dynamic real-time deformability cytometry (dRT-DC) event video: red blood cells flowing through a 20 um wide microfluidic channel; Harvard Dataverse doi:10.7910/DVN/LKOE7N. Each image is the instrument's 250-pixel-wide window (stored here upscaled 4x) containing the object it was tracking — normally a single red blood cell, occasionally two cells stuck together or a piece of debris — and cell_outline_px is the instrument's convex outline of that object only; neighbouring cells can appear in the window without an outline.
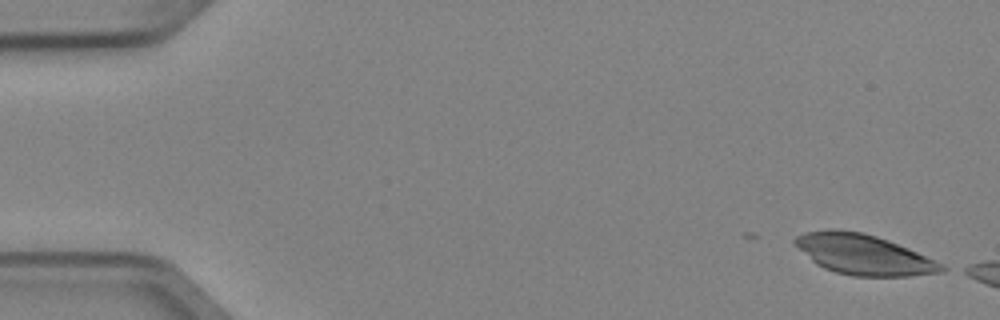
{"species": "Egyptian fruit bat (a non-hibernating species)", "species_latin": "Rousettus aegyptiacus", "temperature_condition": "cold", "stored_images_in_passage": 5, "camera_frame_rate_fps": 3000, "um_per_image_px": 0.085, "animal": {"sex": "female"}, "frame": {"image": 1, "passage_image": 1, "time_ms": 0.0, "image_size_px": [1000, 320], "cell_outline_px": [[952, 268], [944, 272], [908, 276], [852, 276], [836, 272], [824, 268], [816, 264], [792, 244], [792, 240], [796, 236], [804, 232], [828, 228], [860, 232], [876, 236], [888, 240], [908, 248], [944, 264]], "centroid_in_image_um": [73.4, 21.63], "position_along_channel_um": 11.6, "area_um2": 34.68}}